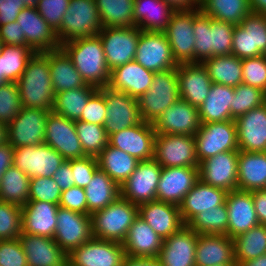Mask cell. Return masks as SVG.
Segmentation results:
<instances>
[{
    "mask_svg": "<svg viewBox=\"0 0 266 266\" xmlns=\"http://www.w3.org/2000/svg\"><path fill=\"white\" fill-rule=\"evenodd\" d=\"M22 107L52 111L55 93L49 67V51L35 52L17 80Z\"/></svg>",
    "mask_w": 266,
    "mask_h": 266,
    "instance_id": "cell-1",
    "label": "cell"
},
{
    "mask_svg": "<svg viewBox=\"0 0 266 266\" xmlns=\"http://www.w3.org/2000/svg\"><path fill=\"white\" fill-rule=\"evenodd\" d=\"M61 49L71 59L86 84L97 89L108 85L110 69L98 35L66 42L61 45Z\"/></svg>",
    "mask_w": 266,
    "mask_h": 266,
    "instance_id": "cell-2",
    "label": "cell"
},
{
    "mask_svg": "<svg viewBox=\"0 0 266 266\" xmlns=\"http://www.w3.org/2000/svg\"><path fill=\"white\" fill-rule=\"evenodd\" d=\"M235 25L200 12L193 21L195 63L213 56L230 55Z\"/></svg>",
    "mask_w": 266,
    "mask_h": 266,
    "instance_id": "cell-3",
    "label": "cell"
},
{
    "mask_svg": "<svg viewBox=\"0 0 266 266\" xmlns=\"http://www.w3.org/2000/svg\"><path fill=\"white\" fill-rule=\"evenodd\" d=\"M138 217V206L119 196L104 209L90 214L93 237L122 243Z\"/></svg>",
    "mask_w": 266,
    "mask_h": 266,
    "instance_id": "cell-4",
    "label": "cell"
},
{
    "mask_svg": "<svg viewBox=\"0 0 266 266\" xmlns=\"http://www.w3.org/2000/svg\"><path fill=\"white\" fill-rule=\"evenodd\" d=\"M179 99L176 68L155 72L149 90L137 99L143 121L154 122L166 108Z\"/></svg>",
    "mask_w": 266,
    "mask_h": 266,
    "instance_id": "cell-5",
    "label": "cell"
},
{
    "mask_svg": "<svg viewBox=\"0 0 266 266\" xmlns=\"http://www.w3.org/2000/svg\"><path fill=\"white\" fill-rule=\"evenodd\" d=\"M102 28L95 0H70L56 34L62 45L78 38L96 36Z\"/></svg>",
    "mask_w": 266,
    "mask_h": 266,
    "instance_id": "cell-6",
    "label": "cell"
},
{
    "mask_svg": "<svg viewBox=\"0 0 266 266\" xmlns=\"http://www.w3.org/2000/svg\"><path fill=\"white\" fill-rule=\"evenodd\" d=\"M198 162L227 151H238L234 120L201 124L194 135Z\"/></svg>",
    "mask_w": 266,
    "mask_h": 266,
    "instance_id": "cell-7",
    "label": "cell"
},
{
    "mask_svg": "<svg viewBox=\"0 0 266 266\" xmlns=\"http://www.w3.org/2000/svg\"><path fill=\"white\" fill-rule=\"evenodd\" d=\"M153 159L161 167H199L194 136L156 135Z\"/></svg>",
    "mask_w": 266,
    "mask_h": 266,
    "instance_id": "cell-8",
    "label": "cell"
},
{
    "mask_svg": "<svg viewBox=\"0 0 266 266\" xmlns=\"http://www.w3.org/2000/svg\"><path fill=\"white\" fill-rule=\"evenodd\" d=\"M231 54L240 59L266 55V15L251 12L235 25Z\"/></svg>",
    "mask_w": 266,
    "mask_h": 266,
    "instance_id": "cell-9",
    "label": "cell"
},
{
    "mask_svg": "<svg viewBox=\"0 0 266 266\" xmlns=\"http://www.w3.org/2000/svg\"><path fill=\"white\" fill-rule=\"evenodd\" d=\"M141 30L136 27H104L98 33L108 68L134 61Z\"/></svg>",
    "mask_w": 266,
    "mask_h": 266,
    "instance_id": "cell-10",
    "label": "cell"
},
{
    "mask_svg": "<svg viewBox=\"0 0 266 266\" xmlns=\"http://www.w3.org/2000/svg\"><path fill=\"white\" fill-rule=\"evenodd\" d=\"M99 90L105 96L107 113L103 126L107 136L143 122L137 99L107 86Z\"/></svg>",
    "mask_w": 266,
    "mask_h": 266,
    "instance_id": "cell-11",
    "label": "cell"
},
{
    "mask_svg": "<svg viewBox=\"0 0 266 266\" xmlns=\"http://www.w3.org/2000/svg\"><path fill=\"white\" fill-rule=\"evenodd\" d=\"M122 243L92 238L67 255V266H122Z\"/></svg>",
    "mask_w": 266,
    "mask_h": 266,
    "instance_id": "cell-12",
    "label": "cell"
},
{
    "mask_svg": "<svg viewBox=\"0 0 266 266\" xmlns=\"http://www.w3.org/2000/svg\"><path fill=\"white\" fill-rule=\"evenodd\" d=\"M65 159L45 143L14 149L13 165L29 178L52 177Z\"/></svg>",
    "mask_w": 266,
    "mask_h": 266,
    "instance_id": "cell-13",
    "label": "cell"
},
{
    "mask_svg": "<svg viewBox=\"0 0 266 266\" xmlns=\"http://www.w3.org/2000/svg\"><path fill=\"white\" fill-rule=\"evenodd\" d=\"M51 111L22 107L7 126V142L13 148L44 143L46 120Z\"/></svg>",
    "mask_w": 266,
    "mask_h": 266,
    "instance_id": "cell-14",
    "label": "cell"
},
{
    "mask_svg": "<svg viewBox=\"0 0 266 266\" xmlns=\"http://www.w3.org/2000/svg\"><path fill=\"white\" fill-rule=\"evenodd\" d=\"M200 8L189 11H175L164 31L172 49V54L178 64L195 63L193 31L194 18L200 13Z\"/></svg>",
    "mask_w": 266,
    "mask_h": 266,
    "instance_id": "cell-15",
    "label": "cell"
},
{
    "mask_svg": "<svg viewBox=\"0 0 266 266\" xmlns=\"http://www.w3.org/2000/svg\"><path fill=\"white\" fill-rule=\"evenodd\" d=\"M134 61L153 72L167 71L178 65L164 32L141 31Z\"/></svg>",
    "mask_w": 266,
    "mask_h": 266,
    "instance_id": "cell-16",
    "label": "cell"
},
{
    "mask_svg": "<svg viewBox=\"0 0 266 266\" xmlns=\"http://www.w3.org/2000/svg\"><path fill=\"white\" fill-rule=\"evenodd\" d=\"M161 171L162 167L154 159L140 161L120 186V196L137 206L156 200Z\"/></svg>",
    "mask_w": 266,
    "mask_h": 266,
    "instance_id": "cell-17",
    "label": "cell"
},
{
    "mask_svg": "<svg viewBox=\"0 0 266 266\" xmlns=\"http://www.w3.org/2000/svg\"><path fill=\"white\" fill-rule=\"evenodd\" d=\"M92 238L90 215L59 206L53 239L67 255Z\"/></svg>",
    "mask_w": 266,
    "mask_h": 266,
    "instance_id": "cell-18",
    "label": "cell"
},
{
    "mask_svg": "<svg viewBox=\"0 0 266 266\" xmlns=\"http://www.w3.org/2000/svg\"><path fill=\"white\" fill-rule=\"evenodd\" d=\"M44 143L65 160L87 156L77 136L75 121L51 111L46 120Z\"/></svg>",
    "mask_w": 266,
    "mask_h": 266,
    "instance_id": "cell-19",
    "label": "cell"
},
{
    "mask_svg": "<svg viewBox=\"0 0 266 266\" xmlns=\"http://www.w3.org/2000/svg\"><path fill=\"white\" fill-rule=\"evenodd\" d=\"M158 134H177L194 136L201 126L198 108L179 99L152 122Z\"/></svg>",
    "mask_w": 266,
    "mask_h": 266,
    "instance_id": "cell-20",
    "label": "cell"
},
{
    "mask_svg": "<svg viewBox=\"0 0 266 266\" xmlns=\"http://www.w3.org/2000/svg\"><path fill=\"white\" fill-rule=\"evenodd\" d=\"M239 151H227L199 163V179L227 192L237 190Z\"/></svg>",
    "mask_w": 266,
    "mask_h": 266,
    "instance_id": "cell-21",
    "label": "cell"
},
{
    "mask_svg": "<svg viewBox=\"0 0 266 266\" xmlns=\"http://www.w3.org/2000/svg\"><path fill=\"white\" fill-rule=\"evenodd\" d=\"M156 133L152 123L143 121L108 136V144L121 149L139 161H148L154 156Z\"/></svg>",
    "mask_w": 266,
    "mask_h": 266,
    "instance_id": "cell-22",
    "label": "cell"
},
{
    "mask_svg": "<svg viewBox=\"0 0 266 266\" xmlns=\"http://www.w3.org/2000/svg\"><path fill=\"white\" fill-rule=\"evenodd\" d=\"M199 180V167H162L156 200L179 206Z\"/></svg>",
    "mask_w": 266,
    "mask_h": 266,
    "instance_id": "cell-23",
    "label": "cell"
},
{
    "mask_svg": "<svg viewBox=\"0 0 266 266\" xmlns=\"http://www.w3.org/2000/svg\"><path fill=\"white\" fill-rule=\"evenodd\" d=\"M26 44L35 52L54 51L61 48L56 32L38 13L36 7H25L17 16Z\"/></svg>",
    "mask_w": 266,
    "mask_h": 266,
    "instance_id": "cell-24",
    "label": "cell"
},
{
    "mask_svg": "<svg viewBox=\"0 0 266 266\" xmlns=\"http://www.w3.org/2000/svg\"><path fill=\"white\" fill-rule=\"evenodd\" d=\"M234 121L238 151L266 152V102Z\"/></svg>",
    "mask_w": 266,
    "mask_h": 266,
    "instance_id": "cell-25",
    "label": "cell"
},
{
    "mask_svg": "<svg viewBox=\"0 0 266 266\" xmlns=\"http://www.w3.org/2000/svg\"><path fill=\"white\" fill-rule=\"evenodd\" d=\"M198 234L187 225L163 240L158 259L162 266H195Z\"/></svg>",
    "mask_w": 266,
    "mask_h": 266,
    "instance_id": "cell-26",
    "label": "cell"
},
{
    "mask_svg": "<svg viewBox=\"0 0 266 266\" xmlns=\"http://www.w3.org/2000/svg\"><path fill=\"white\" fill-rule=\"evenodd\" d=\"M180 99L199 109L208 96L212 81L202 63L177 65Z\"/></svg>",
    "mask_w": 266,
    "mask_h": 266,
    "instance_id": "cell-27",
    "label": "cell"
},
{
    "mask_svg": "<svg viewBox=\"0 0 266 266\" xmlns=\"http://www.w3.org/2000/svg\"><path fill=\"white\" fill-rule=\"evenodd\" d=\"M225 204L228 211V237L235 238L259 224L252 192L232 190L227 193Z\"/></svg>",
    "mask_w": 266,
    "mask_h": 266,
    "instance_id": "cell-28",
    "label": "cell"
},
{
    "mask_svg": "<svg viewBox=\"0 0 266 266\" xmlns=\"http://www.w3.org/2000/svg\"><path fill=\"white\" fill-rule=\"evenodd\" d=\"M154 73L145 69L139 63L131 61L110 71V80L107 87L138 99L149 90Z\"/></svg>",
    "mask_w": 266,
    "mask_h": 266,
    "instance_id": "cell-29",
    "label": "cell"
},
{
    "mask_svg": "<svg viewBox=\"0 0 266 266\" xmlns=\"http://www.w3.org/2000/svg\"><path fill=\"white\" fill-rule=\"evenodd\" d=\"M28 266H67V254L53 238L21 233Z\"/></svg>",
    "mask_w": 266,
    "mask_h": 266,
    "instance_id": "cell-30",
    "label": "cell"
},
{
    "mask_svg": "<svg viewBox=\"0 0 266 266\" xmlns=\"http://www.w3.org/2000/svg\"><path fill=\"white\" fill-rule=\"evenodd\" d=\"M138 216L147 222L163 240L184 226L179 206L158 200L139 205Z\"/></svg>",
    "mask_w": 266,
    "mask_h": 266,
    "instance_id": "cell-31",
    "label": "cell"
},
{
    "mask_svg": "<svg viewBox=\"0 0 266 266\" xmlns=\"http://www.w3.org/2000/svg\"><path fill=\"white\" fill-rule=\"evenodd\" d=\"M236 264L234 239L227 235L198 234L195 266Z\"/></svg>",
    "mask_w": 266,
    "mask_h": 266,
    "instance_id": "cell-32",
    "label": "cell"
},
{
    "mask_svg": "<svg viewBox=\"0 0 266 266\" xmlns=\"http://www.w3.org/2000/svg\"><path fill=\"white\" fill-rule=\"evenodd\" d=\"M59 205L28 201L22 206V233L53 238Z\"/></svg>",
    "mask_w": 266,
    "mask_h": 266,
    "instance_id": "cell-33",
    "label": "cell"
},
{
    "mask_svg": "<svg viewBox=\"0 0 266 266\" xmlns=\"http://www.w3.org/2000/svg\"><path fill=\"white\" fill-rule=\"evenodd\" d=\"M162 244L163 239L140 216L134 220L122 242L127 256L143 258L158 257Z\"/></svg>",
    "mask_w": 266,
    "mask_h": 266,
    "instance_id": "cell-34",
    "label": "cell"
},
{
    "mask_svg": "<svg viewBox=\"0 0 266 266\" xmlns=\"http://www.w3.org/2000/svg\"><path fill=\"white\" fill-rule=\"evenodd\" d=\"M227 193V191L207 185L199 179L179 205L180 216L184 225L197 214L223 205Z\"/></svg>",
    "mask_w": 266,
    "mask_h": 266,
    "instance_id": "cell-35",
    "label": "cell"
},
{
    "mask_svg": "<svg viewBox=\"0 0 266 266\" xmlns=\"http://www.w3.org/2000/svg\"><path fill=\"white\" fill-rule=\"evenodd\" d=\"M175 10L163 0H134V26L145 32H164Z\"/></svg>",
    "mask_w": 266,
    "mask_h": 266,
    "instance_id": "cell-36",
    "label": "cell"
},
{
    "mask_svg": "<svg viewBox=\"0 0 266 266\" xmlns=\"http://www.w3.org/2000/svg\"><path fill=\"white\" fill-rule=\"evenodd\" d=\"M237 189L248 192L266 189V152L239 151Z\"/></svg>",
    "mask_w": 266,
    "mask_h": 266,
    "instance_id": "cell-37",
    "label": "cell"
},
{
    "mask_svg": "<svg viewBox=\"0 0 266 266\" xmlns=\"http://www.w3.org/2000/svg\"><path fill=\"white\" fill-rule=\"evenodd\" d=\"M234 87L212 83L208 96L199 107L201 124L231 120Z\"/></svg>",
    "mask_w": 266,
    "mask_h": 266,
    "instance_id": "cell-38",
    "label": "cell"
},
{
    "mask_svg": "<svg viewBox=\"0 0 266 266\" xmlns=\"http://www.w3.org/2000/svg\"><path fill=\"white\" fill-rule=\"evenodd\" d=\"M49 67L55 94L86 85L71 59L61 48L49 51Z\"/></svg>",
    "mask_w": 266,
    "mask_h": 266,
    "instance_id": "cell-39",
    "label": "cell"
},
{
    "mask_svg": "<svg viewBox=\"0 0 266 266\" xmlns=\"http://www.w3.org/2000/svg\"><path fill=\"white\" fill-rule=\"evenodd\" d=\"M97 159L99 168L119 186L129 178L140 162L137 158L109 144L101 151Z\"/></svg>",
    "mask_w": 266,
    "mask_h": 266,
    "instance_id": "cell-40",
    "label": "cell"
},
{
    "mask_svg": "<svg viewBox=\"0 0 266 266\" xmlns=\"http://www.w3.org/2000/svg\"><path fill=\"white\" fill-rule=\"evenodd\" d=\"M84 190L87 200V215L104 209L120 196V186L100 168L94 172L91 182Z\"/></svg>",
    "mask_w": 266,
    "mask_h": 266,
    "instance_id": "cell-41",
    "label": "cell"
},
{
    "mask_svg": "<svg viewBox=\"0 0 266 266\" xmlns=\"http://www.w3.org/2000/svg\"><path fill=\"white\" fill-rule=\"evenodd\" d=\"M212 83L236 87L242 84V59L236 56H213L202 62Z\"/></svg>",
    "mask_w": 266,
    "mask_h": 266,
    "instance_id": "cell-42",
    "label": "cell"
},
{
    "mask_svg": "<svg viewBox=\"0 0 266 266\" xmlns=\"http://www.w3.org/2000/svg\"><path fill=\"white\" fill-rule=\"evenodd\" d=\"M97 90L96 87L86 84L83 87L56 93L52 111L69 120H79L88 99Z\"/></svg>",
    "mask_w": 266,
    "mask_h": 266,
    "instance_id": "cell-43",
    "label": "cell"
},
{
    "mask_svg": "<svg viewBox=\"0 0 266 266\" xmlns=\"http://www.w3.org/2000/svg\"><path fill=\"white\" fill-rule=\"evenodd\" d=\"M199 8L210 18L234 25L251 13L249 0H199Z\"/></svg>",
    "mask_w": 266,
    "mask_h": 266,
    "instance_id": "cell-44",
    "label": "cell"
},
{
    "mask_svg": "<svg viewBox=\"0 0 266 266\" xmlns=\"http://www.w3.org/2000/svg\"><path fill=\"white\" fill-rule=\"evenodd\" d=\"M29 182L30 178L12 165L0 180V201L24 206L29 201Z\"/></svg>",
    "mask_w": 266,
    "mask_h": 266,
    "instance_id": "cell-45",
    "label": "cell"
},
{
    "mask_svg": "<svg viewBox=\"0 0 266 266\" xmlns=\"http://www.w3.org/2000/svg\"><path fill=\"white\" fill-rule=\"evenodd\" d=\"M104 27H133L134 0H95Z\"/></svg>",
    "mask_w": 266,
    "mask_h": 266,
    "instance_id": "cell-46",
    "label": "cell"
},
{
    "mask_svg": "<svg viewBox=\"0 0 266 266\" xmlns=\"http://www.w3.org/2000/svg\"><path fill=\"white\" fill-rule=\"evenodd\" d=\"M233 239L235 262L253 260L266 253V225L258 224Z\"/></svg>",
    "mask_w": 266,
    "mask_h": 266,
    "instance_id": "cell-47",
    "label": "cell"
},
{
    "mask_svg": "<svg viewBox=\"0 0 266 266\" xmlns=\"http://www.w3.org/2000/svg\"><path fill=\"white\" fill-rule=\"evenodd\" d=\"M34 53L30 47L4 45L0 52V76L16 83Z\"/></svg>",
    "mask_w": 266,
    "mask_h": 266,
    "instance_id": "cell-48",
    "label": "cell"
},
{
    "mask_svg": "<svg viewBox=\"0 0 266 266\" xmlns=\"http://www.w3.org/2000/svg\"><path fill=\"white\" fill-rule=\"evenodd\" d=\"M197 234L226 235L228 227V211L226 204L203 211L194 216L187 224Z\"/></svg>",
    "mask_w": 266,
    "mask_h": 266,
    "instance_id": "cell-49",
    "label": "cell"
},
{
    "mask_svg": "<svg viewBox=\"0 0 266 266\" xmlns=\"http://www.w3.org/2000/svg\"><path fill=\"white\" fill-rule=\"evenodd\" d=\"M77 136L87 156L97 157L108 145V136L102 125L75 121Z\"/></svg>",
    "mask_w": 266,
    "mask_h": 266,
    "instance_id": "cell-50",
    "label": "cell"
},
{
    "mask_svg": "<svg viewBox=\"0 0 266 266\" xmlns=\"http://www.w3.org/2000/svg\"><path fill=\"white\" fill-rule=\"evenodd\" d=\"M266 102V93L261 89L245 84L234 87V98L231 103V120Z\"/></svg>",
    "mask_w": 266,
    "mask_h": 266,
    "instance_id": "cell-51",
    "label": "cell"
},
{
    "mask_svg": "<svg viewBox=\"0 0 266 266\" xmlns=\"http://www.w3.org/2000/svg\"><path fill=\"white\" fill-rule=\"evenodd\" d=\"M22 233V206L0 201V240L17 239Z\"/></svg>",
    "mask_w": 266,
    "mask_h": 266,
    "instance_id": "cell-52",
    "label": "cell"
},
{
    "mask_svg": "<svg viewBox=\"0 0 266 266\" xmlns=\"http://www.w3.org/2000/svg\"><path fill=\"white\" fill-rule=\"evenodd\" d=\"M22 109L19 87L15 82L0 86V123L8 126Z\"/></svg>",
    "mask_w": 266,
    "mask_h": 266,
    "instance_id": "cell-53",
    "label": "cell"
},
{
    "mask_svg": "<svg viewBox=\"0 0 266 266\" xmlns=\"http://www.w3.org/2000/svg\"><path fill=\"white\" fill-rule=\"evenodd\" d=\"M61 189L52 177H32L29 182V201H44L59 205Z\"/></svg>",
    "mask_w": 266,
    "mask_h": 266,
    "instance_id": "cell-54",
    "label": "cell"
},
{
    "mask_svg": "<svg viewBox=\"0 0 266 266\" xmlns=\"http://www.w3.org/2000/svg\"><path fill=\"white\" fill-rule=\"evenodd\" d=\"M242 84L266 93V55L242 59Z\"/></svg>",
    "mask_w": 266,
    "mask_h": 266,
    "instance_id": "cell-55",
    "label": "cell"
},
{
    "mask_svg": "<svg viewBox=\"0 0 266 266\" xmlns=\"http://www.w3.org/2000/svg\"><path fill=\"white\" fill-rule=\"evenodd\" d=\"M69 3L70 0H39L36 9L56 32L61 26L63 15L68 9Z\"/></svg>",
    "mask_w": 266,
    "mask_h": 266,
    "instance_id": "cell-56",
    "label": "cell"
},
{
    "mask_svg": "<svg viewBox=\"0 0 266 266\" xmlns=\"http://www.w3.org/2000/svg\"><path fill=\"white\" fill-rule=\"evenodd\" d=\"M75 186L85 188L91 182L94 172L99 168L97 157L85 156L70 159Z\"/></svg>",
    "mask_w": 266,
    "mask_h": 266,
    "instance_id": "cell-57",
    "label": "cell"
},
{
    "mask_svg": "<svg viewBox=\"0 0 266 266\" xmlns=\"http://www.w3.org/2000/svg\"><path fill=\"white\" fill-rule=\"evenodd\" d=\"M0 266H28L19 238L0 240Z\"/></svg>",
    "mask_w": 266,
    "mask_h": 266,
    "instance_id": "cell-58",
    "label": "cell"
},
{
    "mask_svg": "<svg viewBox=\"0 0 266 266\" xmlns=\"http://www.w3.org/2000/svg\"><path fill=\"white\" fill-rule=\"evenodd\" d=\"M106 102L104 94L98 89L89 99L84 107L79 120L102 125L106 118Z\"/></svg>",
    "mask_w": 266,
    "mask_h": 266,
    "instance_id": "cell-59",
    "label": "cell"
},
{
    "mask_svg": "<svg viewBox=\"0 0 266 266\" xmlns=\"http://www.w3.org/2000/svg\"><path fill=\"white\" fill-rule=\"evenodd\" d=\"M59 206L81 214H87V200L84 188L72 186L63 190Z\"/></svg>",
    "mask_w": 266,
    "mask_h": 266,
    "instance_id": "cell-60",
    "label": "cell"
},
{
    "mask_svg": "<svg viewBox=\"0 0 266 266\" xmlns=\"http://www.w3.org/2000/svg\"><path fill=\"white\" fill-rule=\"evenodd\" d=\"M0 38L3 40L4 45L29 47L26 44L25 34L21 33L17 21L0 26Z\"/></svg>",
    "mask_w": 266,
    "mask_h": 266,
    "instance_id": "cell-61",
    "label": "cell"
},
{
    "mask_svg": "<svg viewBox=\"0 0 266 266\" xmlns=\"http://www.w3.org/2000/svg\"><path fill=\"white\" fill-rule=\"evenodd\" d=\"M23 8L22 0H0V26L16 21Z\"/></svg>",
    "mask_w": 266,
    "mask_h": 266,
    "instance_id": "cell-62",
    "label": "cell"
},
{
    "mask_svg": "<svg viewBox=\"0 0 266 266\" xmlns=\"http://www.w3.org/2000/svg\"><path fill=\"white\" fill-rule=\"evenodd\" d=\"M73 172L70 166V159L65 160L64 163L55 171L52 178L59 186L61 191L66 190L72 186H75L73 181Z\"/></svg>",
    "mask_w": 266,
    "mask_h": 266,
    "instance_id": "cell-63",
    "label": "cell"
},
{
    "mask_svg": "<svg viewBox=\"0 0 266 266\" xmlns=\"http://www.w3.org/2000/svg\"><path fill=\"white\" fill-rule=\"evenodd\" d=\"M252 198L259 224L266 225V189L252 191Z\"/></svg>",
    "mask_w": 266,
    "mask_h": 266,
    "instance_id": "cell-64",
    "label": "cell"
},
{
    "mask_svg": "<svg viewBox=\"0 0 266 266\" xmlns=\"http://www.w3.org/2000/svg\"><path fill=\"white\" fill-rule=\"evenodd\" d=\"M14 149L9 142L0 145V180L4 172L13 165Z\"/></svg>",
    "mask_w": 266,
    "mask_h": 266,
    "instance_id": "cell-65",
    "label": "cell"
},
{
    "mask_svg": "<svg viewBox=\"0 0 266 266\" xmlns=\"http://www.w3.org/2000/svg\"><path fill=\"white\" fill-rule=\"evenodd\" d=\"M122 266H162L159 259L125 256Z\"/></svg>",
    "mask_w": 266,
    "mask_h": 266,
    "instance_id": "cell-66",
    "label": "cell"
},
{
    "mask_svg": "<svg viewBox=\"0 0 266 266\" xmlns=\"http://www.w3.org/2000/svg\"><path fill=\"white\" fill-rule=\"evenodd\" d=\"M175 11H189L199 7L198 0H163Z\"/></svg>",
    "mask_w": 266,
    "mask_h": 266,
    "instance_id": "cell-67",
    "label": "cell"
},
{
    "mask_svg": "<svg viewBox=\"0 0 266 266\" xmlns=\"http://www.w3.org/2000/svg\"><path fill=\"white\" fill-rule=\"evenodd\" d=\"M252 13L266 15V0H249Z\"/></svg>",
    "mask_w": 266,
    "mask_h": 266,
    "instance_id": "cell-68",
    "label": "cell"
},
{
    "mask_svg": "<svg viewBox=\"0 0 266 266\" xmlns=\"http://www.w3.org/2000/svg\"><path fill=\"white\" fill-rule=\"evenodd\" d=\"M236 266H266V253L253 260L236 262Z\"/></svg>",
    "mask_w": 266,
    "mask_h": 266,
    "instance_id": "cell-69",
    "label": "cell"
},
{
    "mask_svg": "<svg viewBox=\"0 0 266 266\" xmlns=\"http://www.w3.org/2000/svg\"><path fill=\"white\" fill-rule=\"evenodd\" d=\"M7 142V126L0 123V145Z\"/></svg>",
    "mask_w": 266,
    "mask_h": 266,
    "instance_id": "cell-70",
    "label": "cell"
},
{
    "mask_svg": "<svg viewBox=\"0 0 266 266\" xmlns=\"http://www.w3.org/2000/svg\"><path fill=\"white\" fill-rule=\"evenodd\" d=\"M39 0H22L25 7H36Z\"/></svg>",
    "mask_w": 266,
    "mask_h": 266,
    "instance_id": "cell-71",
    "label": "cell"
},
{
    "mask_svg": "<svg viewBox=\"0 0 266 266\" xmlns=\"http://www.w3.org/2000/svg\"><path fill=\"white\" fill-rule=\"evenodd\" d=\"M10 82L5 76H0V86Z\"/></svg>",
    "mask_w": 266,
    "mask_h": 266,
    "instance_id": "cell-72",
    "label": "cell"
},
{
    "mask_svg": "<svg viewBox=\"0 0 266 266\" xmlns=\"http://www.w3.org/2000/svg\"><path fill=\"white\" fill-rule=\"evenodd\" d=\"M3 46H4L3 40L0 38V52H1L2 48H3Z\"/></svg>",
    "mask_w": 266,
    "mask_h": 266,
    "instance_id": "cell-73",
    "label": "cell"
},
{
    "mask_svg": "<svg viewBox=\"0 0 266 266\" xmlns=\"http://www.w3.org/2000/svg\"><path fill=\"white\" fill-rule=\"evenodd\" d=\"M217 266H236V264H225V265H217Z\"/></svg>",
    "mask_w": 266,
    "mask_h": 266,
    "instance_id": "cell-74",
    "label": "cell"
}]
</instances>
